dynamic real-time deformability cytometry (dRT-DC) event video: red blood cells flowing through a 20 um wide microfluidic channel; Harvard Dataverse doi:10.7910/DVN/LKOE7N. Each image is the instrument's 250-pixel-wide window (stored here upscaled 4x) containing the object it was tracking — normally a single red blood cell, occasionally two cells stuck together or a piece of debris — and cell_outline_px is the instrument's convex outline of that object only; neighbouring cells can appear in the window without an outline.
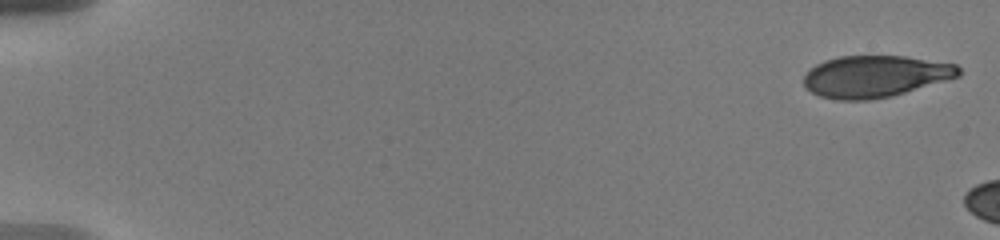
{"species": "human", "species_latin": "Homo sapiens", "temperature_condition": "warm", "stored_images_in_passage": 4, "camera_frame_rate_fps": 3000, "um_per_image_px": 0.085, "donor": {"sex": "male"}, "frame": {"image": 1, "passage_image": 1, "time_ms": 0.0, "image_size_px": [1000, 240], "cell_outline_px": [[960, 76], [948, 80], [892, 96], [872, 100], [836, 100], [820, 96], [804, 88], [804, 76], [816, 64], [824, 60], [840, 56], [904, 56], [956, 64], [960, 68]], "centroid_in_image_um": [74.39, 6.5], "position_along_channel_um": 10.6, "area_um2": 37.8}}